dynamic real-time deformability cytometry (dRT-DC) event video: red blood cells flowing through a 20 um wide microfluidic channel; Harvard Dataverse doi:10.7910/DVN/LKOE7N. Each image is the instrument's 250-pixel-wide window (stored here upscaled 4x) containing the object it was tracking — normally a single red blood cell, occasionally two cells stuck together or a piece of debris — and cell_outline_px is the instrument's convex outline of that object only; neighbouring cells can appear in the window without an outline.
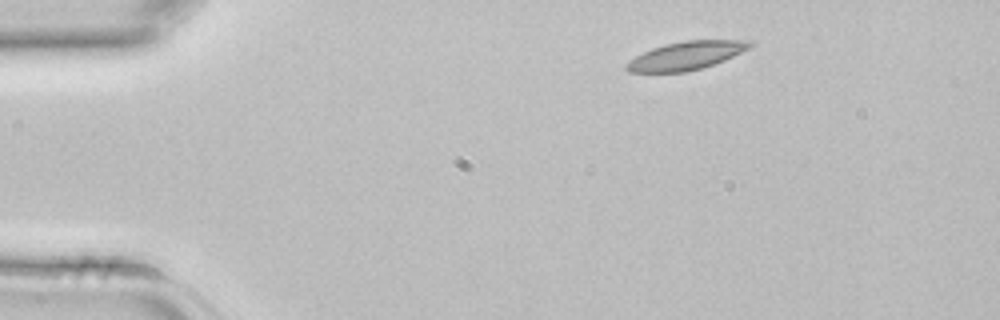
{"species": "common noctule bat (a hibernating species)", "species_latin": "Nyctalus noctula", "temperature_condition": "room temperature", "stored_images_in_passage": 2, "camera_frame_rate_fps": 3000, "um_per_image_px": 0.085, "animal": {"sex": "female", "body_mass_g": 22.7, "forearm_length_mm": 54.2}, "frame": {"image": 1, "passage_image": 1, "time_ms": 0.0, "image_size_px": [1000, 320], "cell_outline_px": [[752, 44], [748, 48], [724, 60], [700, 68], [684, 72], [628, 72], [624, 68], [624, 64], [636, 56], [652, 48], [664, 44], [684, 40], [752, 40]], "centroid_in_image_um": [58.27, 4.72], "position_along_channel_um": 26.7, "area_um2": 20.11}}